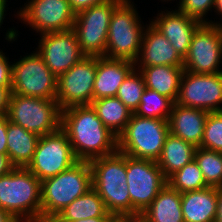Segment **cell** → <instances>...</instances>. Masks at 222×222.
I'll list each match as a JSON object with an SVG mask.
<instances>
[{
	"instance_id": "obj_21",
	"label": "cell",
	"mask_w": 222,
	"mask_h": 222,
	"mask_svg": "<svg viewBox=\"0 0 222 222\" xmlns=\"http://www.w3.org/2000/svg\"><path fill=\"white\" fill-rule=\"evenodd\" d=\"M184 222H215L217 215V188L181 193Z\"/></svg>"
},
{
	"instance_id": "obj_20",
	"label": "cell",
	"mask_w": 222,
	"mask_h": 222,
	"mask_svg": "<svg viewBox=\"0 0 222 222\" xmlns=\"http://www.w3.org/2000/svg\"><path fill=\"white\" fill-rule=\"evenodd\" d=\"M208 113L206 110L182 106L175 102L168 120L169 131L195 147H200Z\"/></svg>"
},
{
	"instance_id": "obj_14",
	"label": "cell",
	"mask_w": 222,
	"mask_h": 222,
	"mask_svg": "<svg viewBox=\"0 0 222 222\" xmlns=\"http://www.w3.org/2000/svg\"><path fill=\"white\" fill-rule=\"evenodd\" d=\"M176 103L208 112L222 111V72L200 74L184 70Z\"/></svg>"
},
{
	"instance_id": "obj_23",
	"label": "cell",
	"mask_w": 222,
	"mask_h": 222,
	"mask_svg": "<svg viewBox=\"0 0 222 222\" xmlns=\"http://www.w3.org/2000/svg\"><path fill=\"white\" fill-rule=\"evenodd\" d=\"M40 136L7 118V156L14 167L26 168L32 161Z\"/></svg>"
},
{
	"instance_id": "obj_35",
	"label": "cell",
	"mask_w": 222,
	"mask_h": 222,
	"mask_svg": "<svg viewBox=\"0 0 222 222\" xmlns=\"http://www.w3.org/2000/svg\"><path fill=\"white\" fill-rule=\"evenodd\" d=\"M72 11L77 14L93 5H97L108 0H68Z\"/></svg>"
},
{
	"instance_id": "obj_39",
	"label": "cell",
	"mask_w": 222,
	"mask_h": 222,
	"mask_svg": "<svg viewBox=\"0 0 222 222\" xmlns=\"http://www.w3.org/2000/svg\"><path fill=\"white\" fill-rule=\"evenodd\" d=\"M215 222H222V187L217 188V215Z\"/></svg>"
},
{
	"instance_id": "obj_19",
	"label": "cell",
	"mask_w": 222,
	"mask_h": 222,
	"mask_svg": "<svg viewBox=\"0 0 222 222\" xmlns=\"http://www.w3.org/2000/svg\"><path fill=\"white\" fill-rule=\"evenodd\" d=\"M134 68L135 63L130 60L97 57L93 100L116 97L118 88Z\"/></svg>"
},
{
	"instance_id": "obj_43",
	"label": "cell",
	"mask_w": 222,
	"mask_h": 222,
	"mask_svg": "<svg viewBox=\"0 0 222 222\" xmlns=\"http://www.w3.org/2000/svg\"><path fill=\"white\" fill-rule=\"evenodd\" d=\"M6 0H0V26L2 25L3 19H4V13L6 8Z\"/></svg>"
},
{
	"instance_id": "obj_10",
	"label": "cell",
	"mask_w": 222,
	"mask_h": 222,
	"mask_svg": "<svg viewBox=\"0 0 222 222\" xmlns=\"http://www.w3.org/2000/svg\"><path fill=\"white\" fill-rule=\"evenodd\" d=\"M57 81L37 50L12 64V94L56 100Z\"/></svg>"
},
{
	"instance_id": "obj_1",
	"label": "cell",
	"mask_w": 222,
	"mask_h": 222,
	"mask_svg": "<svg viewBox=\"0 0 222 222\" xmlns=\"http://www.w3.org/2000/svg\"><path fill=\"white\" fill-rule=\"evenodd\" d=\"M61 129L77 160L90 161L117 151V137L98 118L91 105L62 109Z\"/></svg>"
},
{
	"instance_id": "obj_26",
	"label": "cell",
	"mask_w": 222,
	"mask_h": 222,
	"mask_svg": "<svg viewBox=\"0 0 222 222\" xmlns=\"http://www.w3.org/2000/svg\"><path fill=\"white\" fill-rule=\"evenodd\" d=\"M99 194L90 188L67 205L52 221H77L92 217H111Z\"/></svg>"
},
{
	"instance_id": "obj_8",
	"label": "cell",
	"mask_w": 222,
	"mask_h": 222,
	"mask_svg": "<svg viewBox=\"0 0 222 222\" xmlns=\"http://www.w3.org/2000/svg\"><path fill=\"white\" fill-rule=\"evenodd\" d=\"M123 1L108 0L75 14L72 30L85 56H105L110 19Z\"/></svg>"
},
{
	"instance_id": "obj_33",
	"label": "cell",
	"mask_w": 222,
	"mask_h": 222,
	"mask_svg": "<svg viewBox=\"0 0 222 222\" xmlns=\"http://www.w3.org/2000/svg\"><path fill=\"white\" fill-rule=\"evenodd\" d=\"M214 2L215 0H180L178 10L202 23H208L204 15L214 7Z\"/></svg>"
},
{
	"instance_id": "obj_13",
	"label": "cell",
	"mask_w": 222,
	"mask_h": 222,
	"mask_svg": "<svg viewBox=\"0 0 222 222\" xmlns=\"http://www.w3.org/2000/svg\"><path fill=\"white\" fill-rule=\"evenodd\" d=\"M222 58V25L203 23L194 33L187 55L183 59L185 71L209 74L218 69Z\"/></svg>"
},
{
	"instance_id": "obj_11",
	"label": "cell",
	"mask_w": 222,
	"mask_h": 222,
	"mask_svg": "<svg viewBox=\"0 0 222 222\" xmlns=\"http://www.w3.org/2000/svg\"><path fill=\"white\" fill-rule=\"evenodd\" d=\"M77 161L69 138L60 128L40 136L32 161L26 168L43 181L70 168Z\"/></svg>"
},
{
	"instance_id": "obj_5",
	"label": "cell",
	"mask_w": 222,
	"mask_h": 222,
	"mask_svg": "<svg viewBox=\"0 0 222 222\" xmlns=\"http://www.w3.org/2000/svg\"><path fill=\"white\" fill-rule=\"evenodd\" d=\"M169 133L168 120L132 114L117 137V151L132 158L157 161Z\"/></svg>"
},
{
	"instance_id": "obj_2",
	"label": "cell",
	"mask_w": 222,
	"mask_h": 222,
	"mask_svg": "<svg viewBox=\"0 0 222 222\" xmlns=\"http://www.w3.org/2000/svg\"><path fill=\"white\" fill-rule=\"evenodd\" d=\"M92 171V188L99 194L111 215L131 216L128 191L126 155L116 151L89 161Z\"/></svg>"
},
{
	"instance_id": "obj_27",
	"label": "cell",
	"mask_w": 222,
	"mask_h": 222,
	"mask_svg": "<svg viewBox=\"0 0 222 222\" xmlns=\"http://www.w3.org/2000/svg\"><path fill=\"white\" fill-rule=\"evenodd\" d=\"M90 105L116 137L125 129L133 114L117 97L96 99Z\"/></svg>"
},
{
	"instance_id": "obj_22",
	"label": "cell",
	"mask_w": 222,
	"mask_h": 222,
	"mask_svg": "<svg viewBox=\"0 0 222 222\" xmlns=\"http://www.w3.org/2000/svg\"><path fill=\"white\" fill-rule=\"evenodd\" d=\"M139 219L140 222H184L181 193L166 184Z\"/></svg>"
},
{
	"instance_id": "obj_3",
	"label": "cell",
	"mask_w": 222,
	"mask_h": 222,
	"mask_svg": "<svg viewBox=\"0 0 222 222\" xmlns=\"http://www.w3.org/2000/svg\"><path fill=\"white\" fill-rule=\"evenodd\" d=\"M90 188L92 171L89 161L78 160L58 175L41 181V222H51Z\"/></svg>"
},
{
	"instance_id": "obj_24",
	"label": "cell",
	"mask_w": 222,
	"mask_h": 222,
	"mask_svg": "<svg viewBox=\"0 0 222 222\" xmlns=\"http://www.w3.org/2000/svg\"><path fill=\"white\" fill-rule=\"evenodd\" d=\"M138 70L143 75L146 88L170 98L174 103L177 101L184 72L183 67L163 65L141 67Z\"/></svg>"
},
{
	"instance_id": "obj_18",
	"label": "cell",
	"mask_w": 222,
	"mask_h": 222,
	"mask_svg": "<svg viewBox=\"0 0 222 222\" xmlns=\"http://www.w3.org/2000/svg\"><path fill=\"white\" fill-rule=\"evenodd\" d=\"M138 61H140L138 67L163 65L183 67V58L151 23L143 34L140 52L134 62L135 66Z\"/></svg>"
},
{
	"instance_id": "obj_30",
	"label": "cell",
	"mask_w": 222,
	"mask_h": 222,
	"mask_svg": "<svg viewBox=\"0 0 222 222\" xmlns=\"http://www.w3.org/2000/svg\"><path fill=\"white\" fill-rule=\"evenodd\" d=\"M167 184L180 193L202 190L208 187L194 159L172 174L167 179Z\"/></svg>"
},
{
	"instance_id": "obj_28",
	"label": "cell",
	"mask_w": 222,
	"mask_h": 222,
	"mask_svg": "<svg viewBox=\"0 0 222 222\" xmlns=\"http://www.w3.org/2000/svg\"><path fill=\"white\" fill-rule=\"evenodd\" d=\"M194 160L208 187H222V152L196 147Z\"/></svg>"
},
{
	"instance_id": "obj_41",
	"label": "cell",
	"mask_w": 222,
	"mask_h": 222,
	"mask_svg": "<svg viewBox=\"0 0 222 222\" xmlns=\"http://www.w3.org/2000/svg\"><path fill=\"white\" fill-rule=\"evenodd\" d=\"M110 217H92L77 221H51V222H107Z\"/></svg>"
},
{
	"instance_id": "obj_40",
	"label": "cell",
	"mask_w": 222,
	"mask_h": 222,
	"mask_svg": "<svg viewBox=\"0 0 222 222\" xmlns=\"http://www.w3.org/2000/svg\"><path fill=\"white\" fill-rule=\"evenodd\" d=\"M107 222H140L139 217L112 215Z\"/></svg>"
},
{
	"instance_id": "obj_7",
	"label": "cell",
	"mask_w": 222,
	"mask_h": 222,
	"mask_svg": "<svg viewBox=\"0 0 222 222\" xmlns=\"http://www.w3.org/2000/svg\"><path fill=\"white\" fill-rule=\"evenodd\" d=\"M62 109L56 100L12 94L7 118L39 136L61 128Z\"/></svg>"
},
{
	"instance_id": "obj_45",
	"label": "cell",
	"mask_w": 222,
	"mask_h": 222,
	"mask_svg": "<svg viewBox=\"0 0 222 222\" xmlns=\"http://www.w3.org/2000/svg\"><path fill=\"white\" fill-rule=\"evenodd\" d=\"M7 222H22V221L16 217L12 216Z\"/></svg>"
},
{
	"instance_id": "obj_9",
	"label": "cell",
	"mask_w": 222,
	"mask_h": 222,
	"mask_svg": "<svg viewBox=\"0 0 222 222\" xmlns=\"http://www.w3.org/2000/svg\"><path fill=\"white\" fill-rule=\"evenodd\" d=\"M126 171L131 216L139 217L167 184V179L156 161L132 158L127 155Z\"/></svg>"
},
{
	"instance_id": "obj_6",
	"label": "cell",
	"mask_w": 222,
	"mask_h": 222,
	"mask_svg": "<svg viewBox=\"0 0 222 222\" xmlns=\"http://www.w3.org/2000/svg\"><path fill=\"white\" fill-rule=\"evenodd\" d=\"M130 0H124L112 13L105 57L135 62L140 52L145 27Z\"/></svg>"
},
{
	"instance_id": "obj_15",
	"label": "cell",
	"mask_w": 222,
	"mask_h": 222,
	"mask_svg": "<svg viewBox=\"0 0 222 222\" xmlns=\"http://www.w3.org/2000/svg\"><path fill=\"white\" fill-rule=\"evenodd\" d=\"M18 14L41 34L71 30L75 20L68 0H30Z\"/></svg>"
},
{
	"instance_id": "obj_34",
	"label": "cell",
	"mask_w": 222,
	"mask_h": 222,
	"mask_svg": "<svg viewBox=\"0 0 222 222\" xmlns=\"http://www.w3.org/2000/svg\"><path fill=\"white\" fill-rule=\"evenodd\" d=\"M12 64H9L7 57L0 51V86L11 87Z\"/></svg>"
},
{
	"instance_id": "obj_42",
	"label": "cell",
	"mask_w": 222,
	"mask_h": 222,
	"mask_svg": "<svg viewBox=\"0 0 222 222\" xmlns=\"http://www.w3.org/2000/svg\"><path fill=\"white\" fill-rule=\"evenodd\" d=\"M214 8L216 9V11L222 15V0H215L214 2ZM211 21H208L207 24H212V25H222V23H213Z\"/></svg>"
},
{
	"instance_id": "obj_16",
	"label": "cell",
	"mask_w": 222,
	"mask_h": 222,
	"mask_svg": "<svg viewBox=\"0 0 222 222\" xmlns=\"http://www.w3.org/2000/svg\"><path fill=\"white\" fill-rule=\"evenodd\" d=\"M41 35L37 54L57 78L85 57L72 29Z\"/></svg>"
},
{
	"instance_id": "obj_36",
	"label": "cell",
	"mask_w": 222,
	"mask_h": 222,
	"mask_svg": "<svg viewBox=\"0 0 222 222\" xmlns=\"http://www.w3.org/2000/svg\"><path fill=\"white\" fill-rule=\"evenodd\" d=\"M12 95L11 87L0 86V115H6Z\"/></svg>"
},
{
	"instance_id": "obj_31",
	"label": "cell",
	"mask_w": 222,
	"mask_h": 222,
	"mask_svg": "<svg viewBox=\"0 0 222 222\" xmlns=\"http://www.w3.org/2000/svg\"><path fill=\"white\" fill-rule=\"evenodd\" d=\"M134 68L124 79L121 86L118 88L116 97L134 113L139 106L141 96L144 93L146 86L141 72H136Z\"/></svg>"
},
{
	"instance_id": "obj_25",
	"label": "cell",
	"mask_w": 222,
	"mask_h": 222,
	"mask_svg": "<svg viewBox=\"0 0 222 222\" xmlns=\"http://www.w3.org/2000/svg\"><path fill=\"white\" fill-rule=\"evenodd\" d=\"M196 147L190 142L169 133L166 136L162 153L156 161L163 175L168 179L194 159Z\"/></svg>"
},
{
	"instance_id": "obj_32",
	"label": "cell",
	"mask_w": 222,
	"mask_h": 222,
	"mask_svg": "<svg viewBox=\"0 0 222 222\" xmlns=\"http://www.w3.org/2000/svg\"><path fill=\"white\" fill-rule=\"evenodd\" d=\"M200 147L222 152V111L208 113Z\"/></svg>"
},
{
	"instance_id": "obj_44",
	"label": "cell",
	"mask_w": 222,
	"mask_h": 222,
	"mask_svg": "<svg viewBox=\"0 0 222 222\" xmlns=\"http://www.w3.org/2000/svg\"><path fill=\"white\" fill-rule=\"evenodd\" d=\"M11 217L7 211L0 208V222H7Z\"/></svg>"
},
{
	"instance_id": "obj_4",
	"label": "cell",
	"mask_w": 222,
	"mask_h": 222,
	"mask_svg": "<svg viewBox=\"0 0 222 222\" xmlns=\"http://www.w3.org/2000/svg\"><path fill=\"white\" fill-rule=\"evenodd\" d=\"M0 208L22 222H41V181L23 167L0 176Z\"/></svg>"
},
{
	"instance_id": "obj_17",
	"label": "cell",
	"mask_w": 222,
	"mask_h": 222,
	"mask_svg": "<svg viewBox=\"0 0 222 222\" xmlns=\"http://www.w3.org/2000/svg\"><path fill=\"white\" fill-rule=\"evenodd\" d=\"M158 16L156 20L151 21V24L165 36L184 59L194 33L203 23L179 10L164 14L161 11Z\"/></svg>"
},
{
	"instance_id": "obj_37",
	"label": "cell",
	"mask_w": 222,
	"mask_h": 222,
	"mask_svg": "<svg viewBox=\"0 0 222 222\" xmlns=\"http://www.w3.org/2000/svg\"><path fill=\"white\" fill-rule=\"evenodd\" d=\"M0 153L7 154V115H0Z\"/></svg>"
},
{
	"instance_id": "obj_29",
	"label": "cell",
	"mask_w": 222,
	"mask_h": 222,
	"mask_svg": "<svg viewBox=\"0 0 222 222\" xmlns=\"http://www.w3.org/2000/svg\"><path fill=\"white\" fill-rule=\"evenodd\" d=\"M174 102L154 90L146 88L141 96L138 108L133 113L144 118L169 120Z\"/></svg>"
},
{
	"instance_id": "obj_38",
	"label": "cell",
	"mask_w": 222,
	"mask_h": 222,
	"mask_svg": "<svg viewBox=\"0 0 222 222\" xmlns=\"http://www.w3.org/2000/svg\"><path fill=\"white\" fill-rule=\"evenodd\" d=\"M14 168L7 154L0 153V176L7 175Z\"/></svg>"
},
{
	"instance_id": "obj_12",
	"label": "cell",
	"mask_w": 222,
	"mask_h": 222,
	"mask_svg": "<svg viewBox=\"0 0 222 222\" xmlns=\"http://www.w3.org/2000/svg\"><path fill=\"white\" fill-rule=\"evenodd\" d=\"M97 70V57L85 56L58 77L56 101L61 109L90 105Z\"/></svg>"
}]
</instances>
